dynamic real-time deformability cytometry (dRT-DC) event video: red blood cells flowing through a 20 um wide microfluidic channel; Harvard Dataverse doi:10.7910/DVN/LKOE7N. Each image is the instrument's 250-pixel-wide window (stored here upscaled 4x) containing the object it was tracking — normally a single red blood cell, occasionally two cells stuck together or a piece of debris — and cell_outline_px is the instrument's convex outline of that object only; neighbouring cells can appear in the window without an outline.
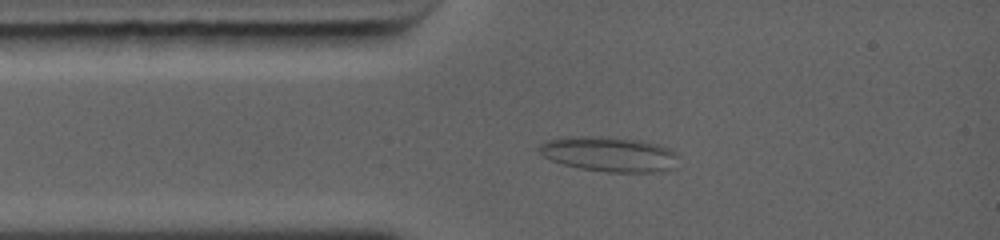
{"species": "common noctule bat (a hibernating species)", "species_latin": "Nyctalus noctula", "temperature_condition": "warm", "stored_images_in_passage": 11, "camera_frame_rate_fps": 5000, "um_per_image_px": 0.085, "animal": {"sex": "female", "body_mass_g": 19.0, "forearm_length_mm": 56.7}, "frame": {"image": 1, "passage_image": 4, "time_ms": 2.0, "image_size_px": [1000, 240], "cell_outline_px": [[676, 168], [656, 172], [608, 172], [580, 168], [564, 164], [552, 160], [544, 156], [536, 148], [544, 140], [568, 136], [604, 136], [640, 140], [660, 144], [672, 148], [676, 152]], "centroid_in_image_um": [51.8, 13.08], "position_along_channel_um": 33.2, "area_um2": 28.73}}
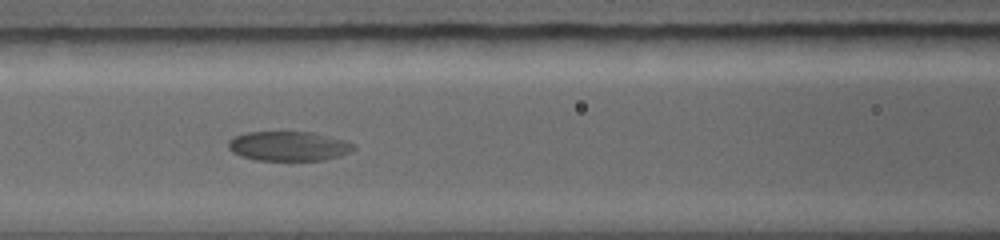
{"frame": {"image": 2, "passage_image": 8, "time_ms": 4.8, "image_size_px": [1000, 240], "cell_outline_px": [[356, 148], [340, 156], [324, 160], [256, 160], [240, 156], [232, 152], [228, 148], [228, 140], [244, 132], [316, 132], [348, 140], [356, 144]], "centroid_in_image_um": [24.57, 12.41], "position_along_channel_um": 142.0, "area_um2": 21.91}}
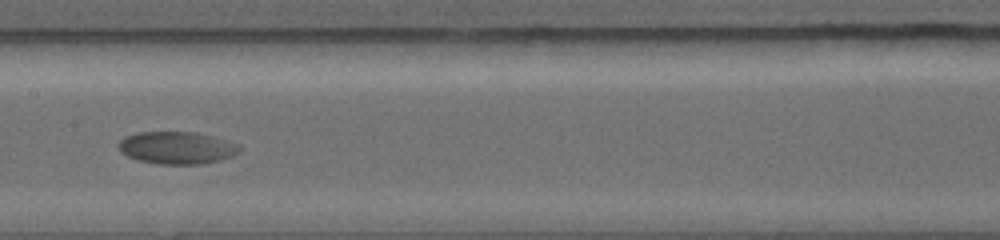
{"frame": {"image": 3, "passage_image": 10, "time_ms": 6.0, "image_size_px": [1000, 240], "cell_outline_px": [[240, 152], [232, 156], [220, 160], [200, 164], [156, 164], [136, 160], [120, 152], [116, 144], [124, 136], [136, 132], [200, 132], [216, 136], [240, 144]], "centroid_in_image_um": [15.03, 12.55], "position_along_channel_um": 192.4, "area_um2": 23.35}}